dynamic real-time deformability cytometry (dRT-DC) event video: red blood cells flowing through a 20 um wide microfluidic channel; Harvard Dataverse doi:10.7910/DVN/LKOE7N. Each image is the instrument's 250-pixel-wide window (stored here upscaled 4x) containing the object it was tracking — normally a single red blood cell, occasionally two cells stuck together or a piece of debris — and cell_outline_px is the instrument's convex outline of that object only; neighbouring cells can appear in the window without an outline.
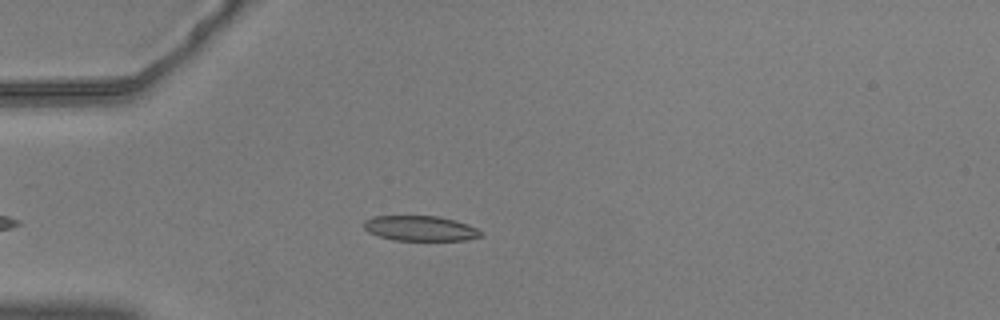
{"species": "common noctule bat (a hibernating species)", "species_latin": "Nyctalus noctula", "temperature_condition": "warm", "stored_images_in_passage": 38, "camera_frame_rate_fps": 3000, "um_per_image_px": 0.085, "animal": {"sex": "male", "body_mass_g": 20.5, "forearm_length_mm": 52.5}, "frame": {"image": 1, "passage_image": 2, "time_ms": 0.333, "image_size_px": [1000, 320], "cell_outline_px": [[484, 236], [468, 240], [396, 240], [380, 236], [368, 232], [364, 228], [364, 220], [372, 216], [436, 216], [456, 220], [468, 224], [484, 232]], "centroid_in_image_um": [35.77, 19.41], "position_along_channel_um": 49.2, "area_um2": 17.22}}
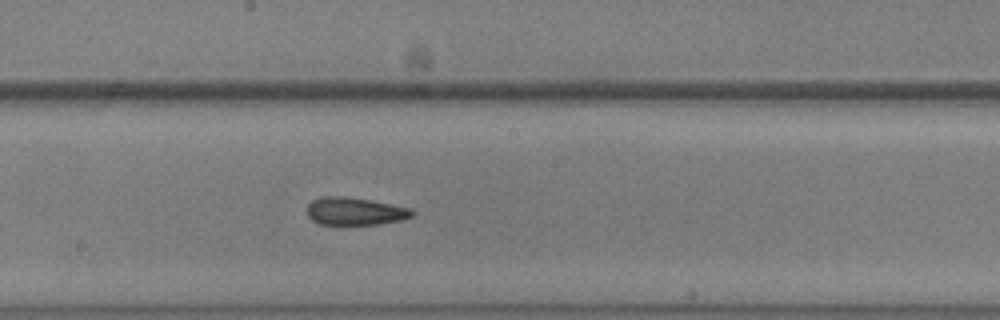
{"frame": {"image": 2, "passage_image": 17, "time_ms": 5.333, "image_size_px": [1000, 320], "cell_outline_px": [[416, 212], [412, 216], [400, 220], [376, 224], [320, 224], [312, 220], [308, 216], [308, 204], [312, 200], [324, 196], [344, 196], [372, 200], [412, 208]], "centroid_in_image_um": [30.19, 17.94], "position_along_channel_um": 218.0, "area_um2": 16.94}}
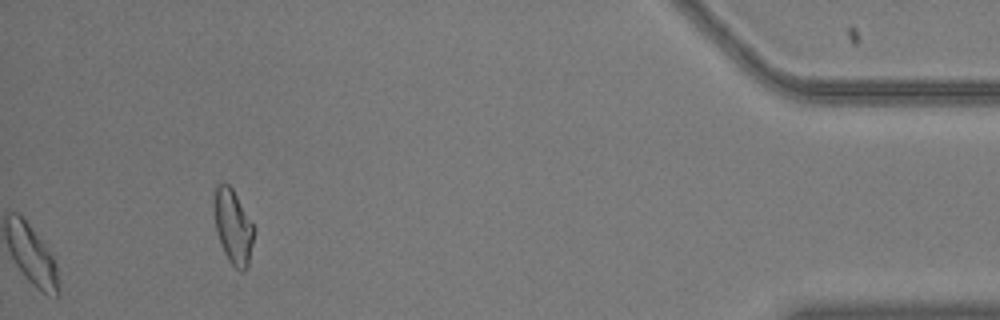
{"frame": {"image": 3, "passage_image": 38, "time_ms": 12.333, "image_size_px": [1000, 320], "cell_outline_px": [[256, 228], [248, 268], [244, 272], [240, 272], [228, 260], [224, 252], [216, 232], [212, 208], [212, 200], [216, 188], [220, 184], [228, 184], [232, 188]], "centroid_in_image_um": [19.82, 19.29], "position_along_channel_um": 415.4, "area_um2": 17.74}, "authors_computed_cell_mechanics": {"area_um2": 17.1666, "velocity_mm_per_s": 3.6804, "shape_relaxation_time_tau1_ms": null, "shape_relaxation_time_tau2_ms": 3.5276, "deformation_change_tau1": null, "deformation_change_tau2": 0.1184}}